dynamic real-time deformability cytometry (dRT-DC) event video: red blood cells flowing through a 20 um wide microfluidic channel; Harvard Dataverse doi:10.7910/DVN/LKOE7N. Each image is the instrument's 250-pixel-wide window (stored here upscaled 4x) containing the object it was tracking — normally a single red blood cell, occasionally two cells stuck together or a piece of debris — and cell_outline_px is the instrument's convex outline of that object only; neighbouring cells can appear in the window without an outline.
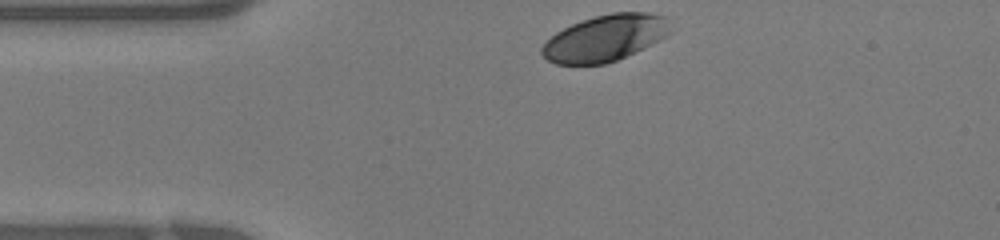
{"species": "human", "species_latin": "Homo sapiens", "temperature_condition": "warm", "stored_images_in_passage": 25, "camera_frame_rate_fps": 3000, "um_per_image_px": 0.085, "donor": {"sex": "female"}, "frame": {"image": 1, "passage_image": 1, "time_ms": 0.0, "image_size_px": [1000, 240], "cell_outline_px": [[672, 32], [668, 36], [616, 60], [604, 64], [556, 64], [548, 60], [540, 52], [540, 48], [556, 32], [572, 24], [596, 16], [612, 12], [648, 12], [668, 16]], "centroid_in_image_um": [51.48, 3.22], "position_along_channel_um": 33.5, "area_um2": 34.62}}
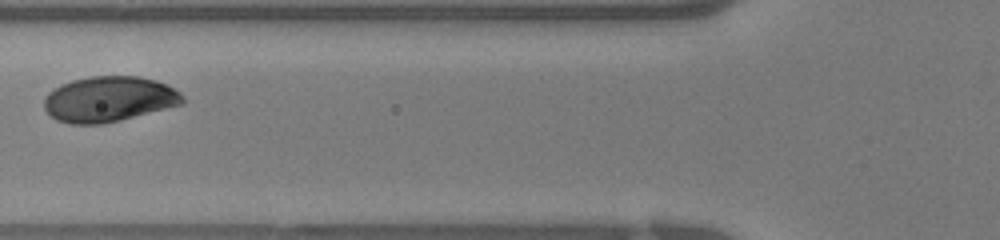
{"frame": {"image": 2, "passage_image": 8, "time_ms": 2.333, "image_size_px": [1000, 240], "cell_outline_px": [[184, 104], [104, 124], [68, 124], [56, 120], [44, 108], [44, 96], [48, 92], [60, 84], [72, 80], [88, 76], [140, 76], [156, 80], [168, 84], [180, 92], [184, 96]], "centroid_in_image_um": [9.27, 8.42], "position_along_channel_um": 116.5, "area_um2": 37.11}}
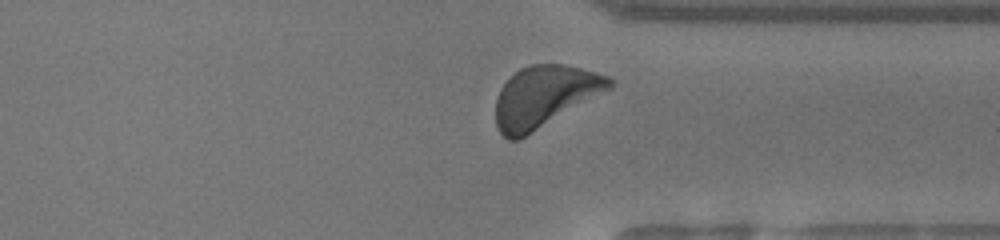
{"frame": {"image": 3, "passage_image": 23, "time_ms": 7.333, "image_size_px": [1000, 240], "cell_outline_px": [[616, 84], [612, 88], [520, 140], [508, 140], [496, 128], [496, 96], [500, 88], [520, 68], [532, 64], [564, 64], [612, 76], [616, 80]], "centroid_in_image_um": [46.32, 8.21], "position_along_channel_um": 365.1, "area_um2": 41.04}}